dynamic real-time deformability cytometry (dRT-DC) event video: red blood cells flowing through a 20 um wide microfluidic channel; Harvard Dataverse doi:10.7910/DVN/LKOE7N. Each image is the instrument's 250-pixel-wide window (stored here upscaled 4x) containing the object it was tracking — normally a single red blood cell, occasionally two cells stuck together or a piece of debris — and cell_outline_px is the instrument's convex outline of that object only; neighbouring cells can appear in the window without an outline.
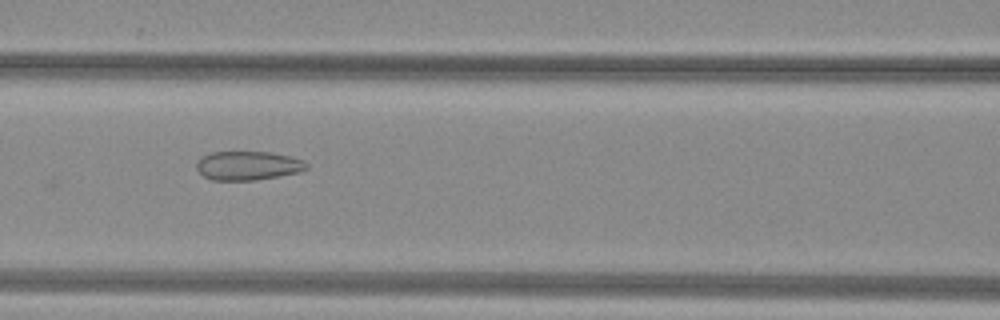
{"species": "common noctule bat (a hibernating species)", "species_latin": "Nyctalus noctula", "temperature_condition": "warm", "stored_images_in_passage": 29, "camera_frame_rate_fps": 3000, "um_per_image_px": 0.085, "animal": {"sex": "female", "body_mass_g": 29.2, "forearm_length_mm": 56.3}, "frame": {"image": 1, "passage_image": 11, "time_ms": 3.333, "image_size_px": [1000, 320], "cell_outline_px": [[308, 168], [300, 172], [280, 176], [256, 180], [212, 180], [204, 176], [196, 168], [196, 160], [212, 152], [272, 152], [292, 156], [304, 160], [308, 164]], "centroid_in_image_um": [21.11, 14.07], "position_along_channel_um": 145.5, "area_um2": 18.73}}
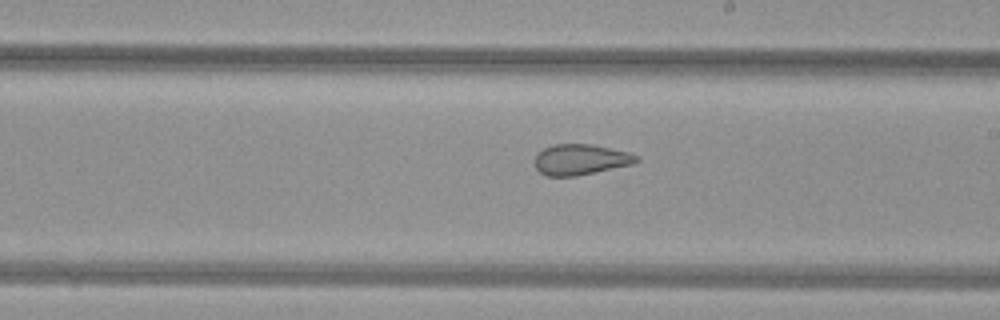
{"frame": {"image": 2, "passage_image": 18, "time_ms": 5.667, "image_size_px": [1000, 320], "cell_outline_px": [[640, 160], [636, 164], [576, 176], [544, 176], [536, 168], [536, 152], [552, 144], [592, 144], [632, 152], [640, 156]], "centroid_in_image_um": [49.42, 13.55], "position_along_channel_um": 239.6, "area_um2": 18.61}}
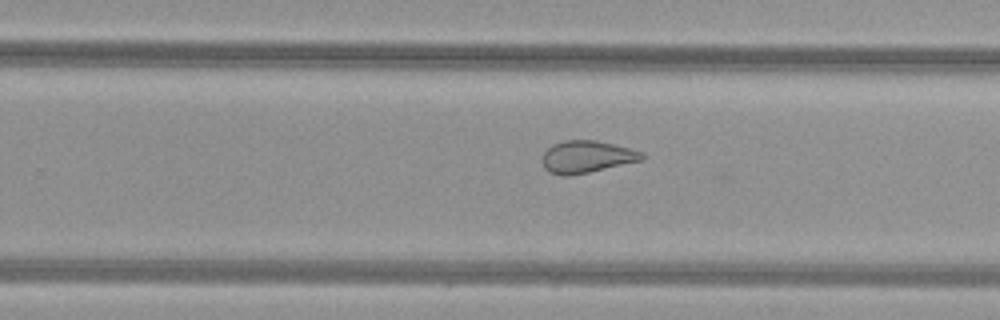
{"frame": {"image": 3, "passage_image": 21, "time_ms": 6.667, "image_size_px": [1000, 320], "cell_outline_px": [[644, 156], [640, 160], [588, 172], [568, 176], [564, 176], [548, 172], [544, 168], [544, 152], [552, 144], [564, 140], [596, 140], [644, 152]], "centroid_in_image_um": [49.84, 13.32], "position_along_channel_um": 280.0, "area_um2": 18.32}}